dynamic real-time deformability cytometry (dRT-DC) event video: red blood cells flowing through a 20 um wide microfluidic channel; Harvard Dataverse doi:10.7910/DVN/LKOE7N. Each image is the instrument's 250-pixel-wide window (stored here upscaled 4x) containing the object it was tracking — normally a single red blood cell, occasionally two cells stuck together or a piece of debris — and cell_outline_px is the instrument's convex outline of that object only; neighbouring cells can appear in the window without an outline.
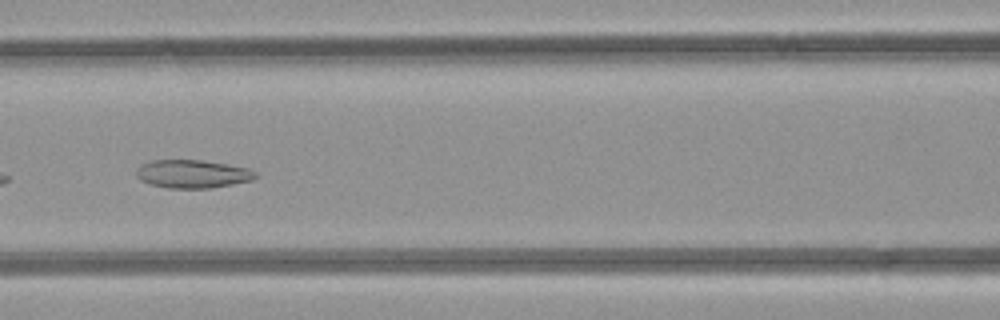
{"species": "common noctule bat (a hibernating species)", "species_latin": "Nyctalus noctula", "temperature_condition": "room temperature", "stored_images_in_passage": 5, "camera_frame_rate_fps": 3000, "um_per_image_px": 0.085, "animal": {"sex": "female", "body_mass_g": 21.9}, "frame": {"image": 1, "passage_image": 5, "time_ms": 4.333, "image_size_px": [1000, 320], "cell_outline_px": [[260, 176], [252, 180], [212, 188], [168, 188], [152, 184], [140, 180], [136, 176], [136, 168], [140, 164], [152, 160], [204, 160], [228, 164], [248, 168], [256, 172]], "centroid_in_image_um": [16.38, 14.77], "position_along_channel_um": 150.2, "area_um2": 19.77}}